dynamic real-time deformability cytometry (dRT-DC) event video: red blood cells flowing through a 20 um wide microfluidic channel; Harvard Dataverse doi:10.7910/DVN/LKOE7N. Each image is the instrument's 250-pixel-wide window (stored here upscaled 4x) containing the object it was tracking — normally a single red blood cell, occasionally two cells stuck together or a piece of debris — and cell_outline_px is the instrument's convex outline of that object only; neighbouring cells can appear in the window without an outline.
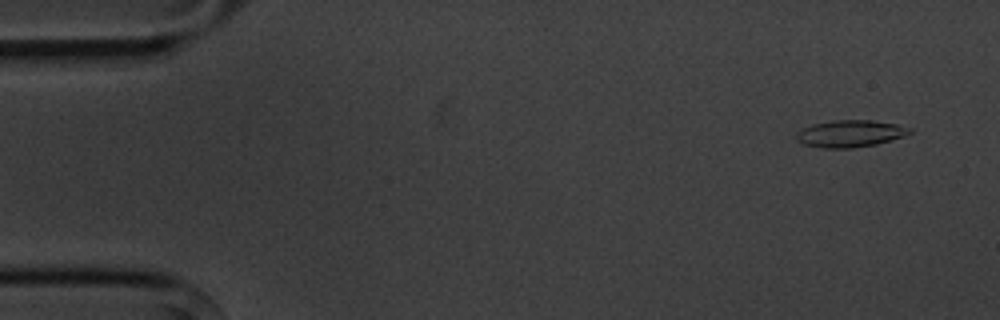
{"species": "common noctule bat (a hibernating species)", "species_latin": "Nyctalus noctula", "temperature_condition": "cold", "stored_images_in_passage": 4, "camera_frame_rate_fps": 3000, "um_per_image_px": 0.085, "animal": {"sex": "male", "body_mass_g": 20.1, "forearm_length_mm": 53.5}, "frame": {"image": 1, "passage_image": 1, "time_ms": 0.0, "image_size_px": [1000, 320], "cell_outline_px": [[912, 132], [904, 136], [892, 140], [876, 144], [852, 148], [824, 148], [804, 144], [796, 140], [796, 132], [812, 124], [836, 120], [872, 120], [896, 124], [912, 128]], "centroid_in_image_um": [72.28, 11.35], "position_along_channel_um": 12.7, "area_um2": 17.8}}
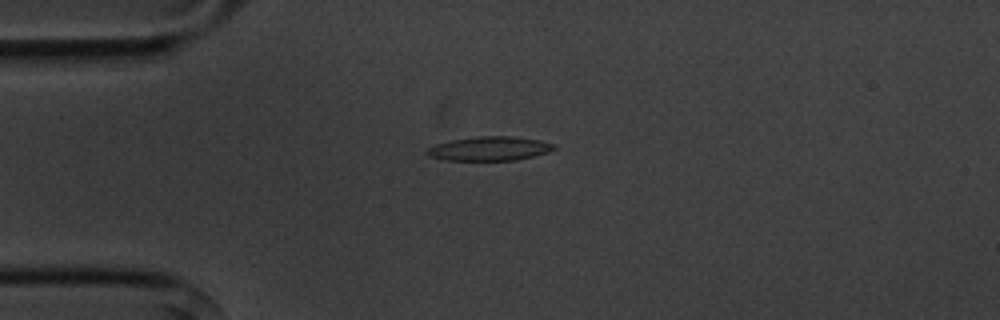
{"frame": {"image": 2, "passage_image": 4, "time_ms": 3.333, "image_size_px": [1000, 320], "cell_outline_px": [[556, 148], [548, 152], [516, 160], [444, 160], [428, 156], [424, 152], [428, 148], [436, 144], [452, 140], [480, 136], [512, 136], [540, 140], [556, 144]], "centroid_in_image_um": [41.61, 12.63], "position_along_channel_um": 43.4, "area_um2": 17.8}}